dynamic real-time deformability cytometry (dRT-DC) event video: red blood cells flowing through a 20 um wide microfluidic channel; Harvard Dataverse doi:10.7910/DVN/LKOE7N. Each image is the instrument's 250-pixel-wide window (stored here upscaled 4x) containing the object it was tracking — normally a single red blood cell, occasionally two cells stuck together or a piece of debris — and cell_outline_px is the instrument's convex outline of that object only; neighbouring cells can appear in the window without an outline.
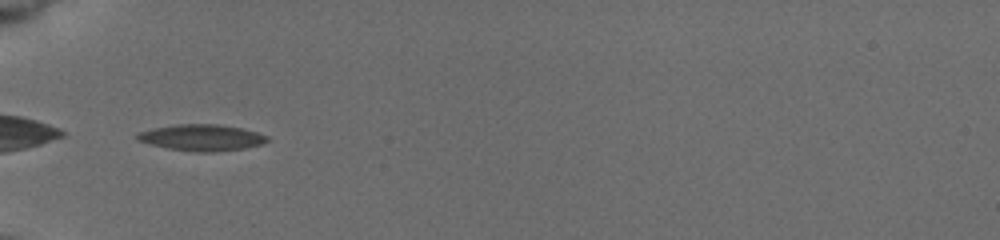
{"species": "common noctule bat (a hibernating species)", "species_latin": "Nyctalus noctula", "temperature_condition": "cold", "stored_images_in_passage": 36, "camera_frame_rate_fps": 3000, "um_per_image_px": 0.085, "animal": {"sex": "female", "body_mass_g": 19.5, "forearm_length_mm": 54.1}, "frame": {"image": 1, "passage_image": 1, "time_ms": 0.0, "image_size_px": [1000, 240], "cell_outline_px": [[268, 140], [264, 144], [244, 148], [212, 152], [196, 152], [168, 148], [136, 140], [136, 132], [152, 128], [176, 124], [220, 124], [240, 128], [256, 132], [268, 136]], "centroid_in_image_um": [17.13, 11.69], "position_along_channel_um": 67.9, "area_um2": 19.94}}
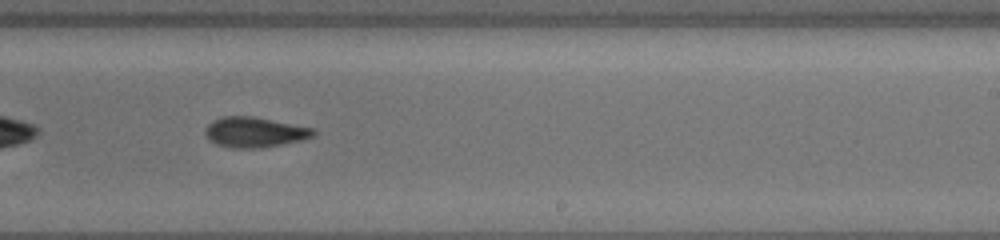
{"frame": {"image": 2, "passage_image": 17, "time_ms": 5.333, "image_size_px": [1000, 240], "cell_outline_px": [[316, 136], [304, 140], [264, 148], [232, 148], [216, 144], [208, 140], [204, 132], [208, 124], [212, 120], [224, 116], [252, 116], [316, 128]], "centroid_in_image_um": [21.68, 11.24], "position_along_channel_um": 267.3, "area_um2": 19.48}}
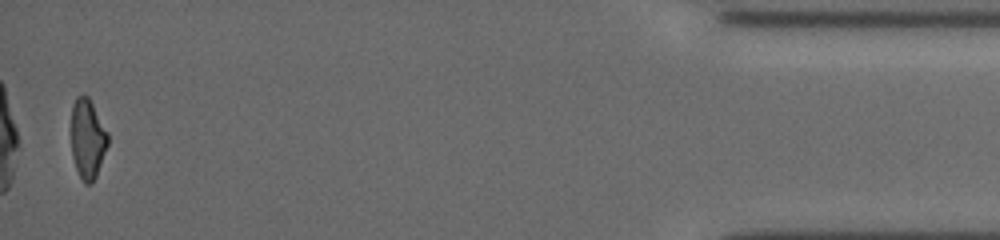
{"frame": {"image": 3, "passage_image": 35, "time_ms": 11.333, "image_size_px": [1000, 240], "cell_outline_px": [[108, 144], [96, 176], [92, 184], [84, 184], [76, 168], [72, 156], [72, 104], [76, 96], [88, 96], [108, 132]], "centroid_in_image_um": [7.45, 11.81], "position_along_channel_um": 427.8, "area_um2": 16.88}, "authors_computed_cell_mechanics": {"area_um2": 18.785, "velocity_mm_per_s": 3.8481, "shape_relaxation_time_tau1_ms": 6.5143, "shape_relaxation_time_tau2_ms": 7.1625, "deformation_change_tau1": 0.169, "deformation_change_tau2": 0.1608}}